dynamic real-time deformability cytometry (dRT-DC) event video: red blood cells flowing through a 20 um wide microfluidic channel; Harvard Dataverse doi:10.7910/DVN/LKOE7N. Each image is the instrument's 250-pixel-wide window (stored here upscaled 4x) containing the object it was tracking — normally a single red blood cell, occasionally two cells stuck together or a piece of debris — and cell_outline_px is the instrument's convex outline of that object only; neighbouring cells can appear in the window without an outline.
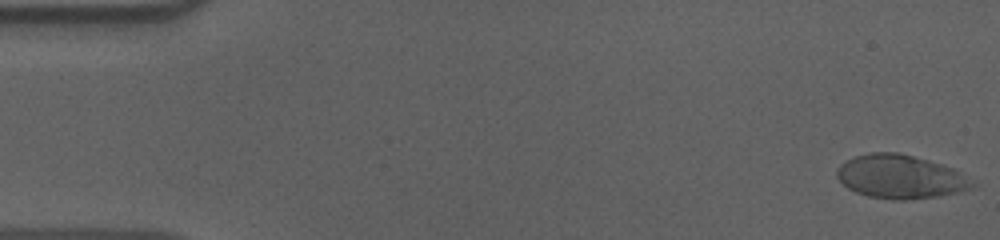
{"species": "human", "species_latin": "Homo sapiens", "temperature_condition": "cold", "stored_images_in_passage": 56, "camera_frame_rate_fps": 3000, "um_per_image_px": 0.085, "donor": {"sex": "male"}, "frame": {"image": 1, "passage_image": 1, "time_ms": 0.0, "image_size_px": [1000, 240], "cell_outline_px": [[976, 184], [972, 188], [960, 192], [940, 196], [904, 200], [892, 200], [868, 196], [856, 192], [848, 188], [836, 176], [836, 172], [840, 164], [856, 156], [872, 152], [896, 152], [928, 160], [952, 168]], "centroid_in_image_um": [76.51, 15.03], "position_along_channel_um": 8.5, "area_um2": 34.1}}
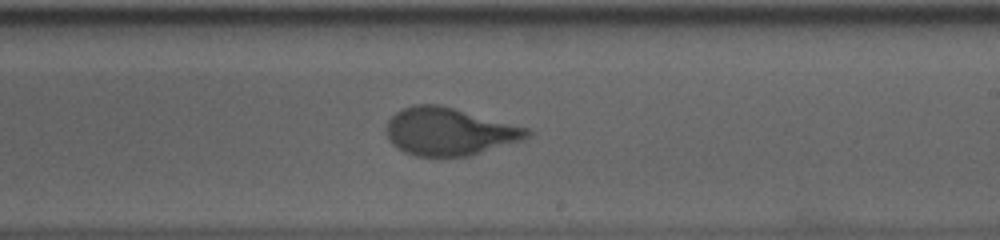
{"frame": {"image": 2, "passage_image": 33, "time_ms": 10.667, "image_size_px": [1000, 240], "cell_outline_px": [[532, 132], [524, 140], [468, 156], [416, 156], [404, 152], [392, 144], [388, 140], [388, 120], [396, 112], [404, 108], [416, 104], [440, 104], [528, 128]], "centroid_in_image_um": [38.19, 11.18], "position_along_channel_um": 250.8, "area_um2": 38.84}}
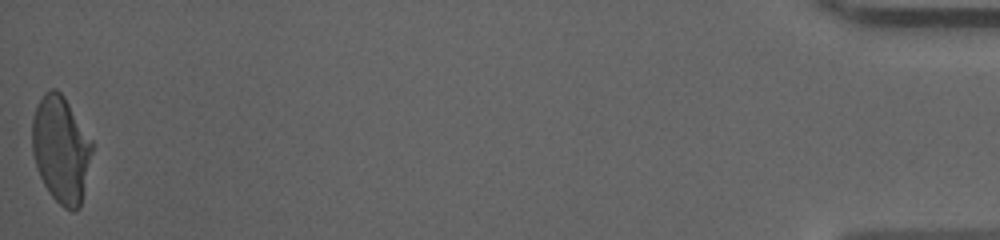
{"frame": {"image": 3, "passage_image": 56, "time_ms": 18.333, "image_size_px": [1000, 240], "cell_outline_px": [[92, 152], [80, 208], [72, 212], [64, 208], [48, 192], [40, 176], [32, 152], [32, 120], [36, 108], [44, 92], [52, 88], [56, 88], [64, 96], [92, 140]], "centroid_in_image_um": [5.18, 12.7], "position_along_channel_um": 430.0, "area_um2": 37.11}, "authors_computed_cell_mechanics": {"area_um2": 37.9746, "velocity_mm_per_s": 3.6119, "shape_relaxation_time_tau1_ms": 4.8172, "shape_relaxation_time_tau2_ms": null, "deformation_change_tau1": 0.1892, "deformation_change_tau2": null}}